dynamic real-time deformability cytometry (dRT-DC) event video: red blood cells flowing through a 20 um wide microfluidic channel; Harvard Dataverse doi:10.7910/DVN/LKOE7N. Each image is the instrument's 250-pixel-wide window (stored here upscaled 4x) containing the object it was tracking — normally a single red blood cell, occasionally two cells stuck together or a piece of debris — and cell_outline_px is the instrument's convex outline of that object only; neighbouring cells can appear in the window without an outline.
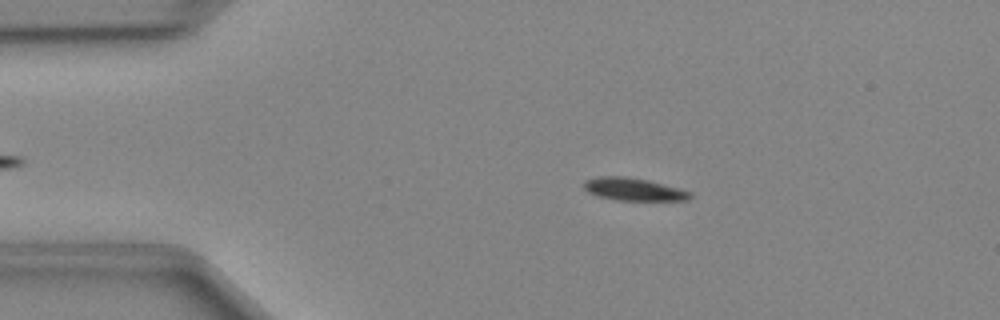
{"species": "Egyptian fruit bat (a non-hibernating species)", "species_latin": "Rousettus aegyptiacus", "temperature_condition": "cold", "stored_images_in_passage": 41, "camera_frame_rate_fps": 3000, "um_per_image_px": 0.085, "animal": {"sex": "female"}, "frame": {"image": 1, "passage_image": 8, "time_ms": 2.333, "image_size_px": [1000, 320], "cell_outline_px": [[692, 196], [688, 200], [616, 200], [596, 196], [588, 192], [584, 188], [584, 180], [596, 176], [624, 176], [648, 180], [680, 188], [692, 192]], "centroid_in_image_um": [53.84, 16.08], "position_along_channel_um": 31.2, "area_um2": 14.16}}
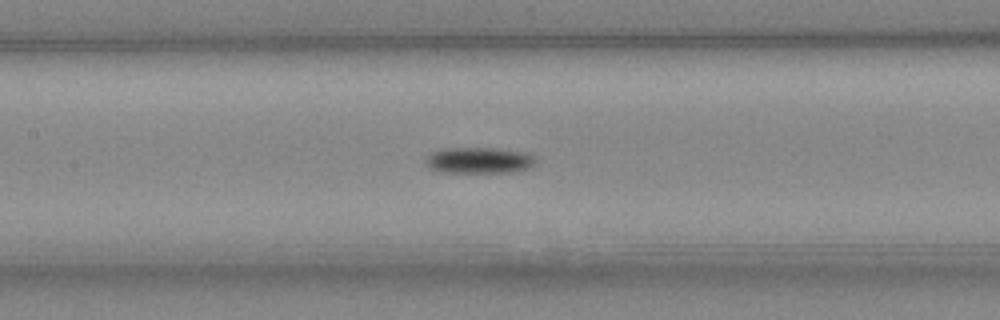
{"frame": {"image": 2, "passage_image": 21, "time_ms": 6.667, "image_size_px": [1000, 320], "cell_outline_px": [[536, 160], [532, 168], [512, 172], [440, 172], [428, 168], [424, 164], [424, 160], [432, 152], [440, 148], [496, 148], [524, 152], [536, 156]], "centroid_in_image_um": [40.71, 13.63], "position_along_channel_um": 166.7, "area_um2": 17.05}}
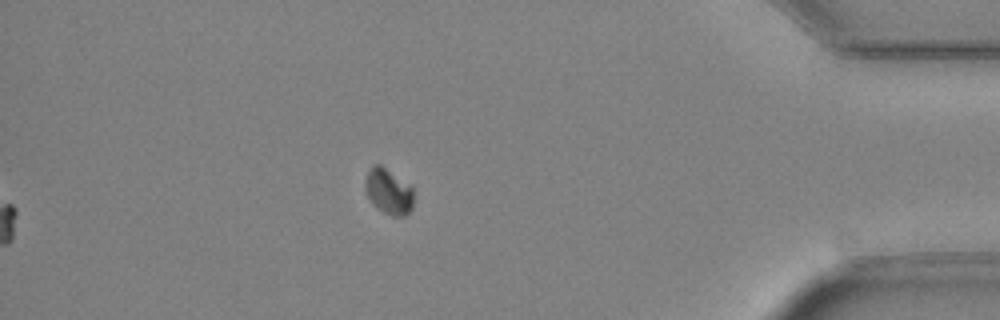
{"frame": {"image": 3, "passage_image": 41, "time_ms": 13.333, "image_size_px": [1000, 320], "cell_outline_px": [[412, 208], [404, 216], [392, 216], [384, 212], [372, 204], [364, 188], [364, 180], [372, 164], [380, 164], [412, 184]], "centroid_in_image_um": [33.02, 16.24], "position_along_channel_um": 402.2, "area_um2": 13.06}}